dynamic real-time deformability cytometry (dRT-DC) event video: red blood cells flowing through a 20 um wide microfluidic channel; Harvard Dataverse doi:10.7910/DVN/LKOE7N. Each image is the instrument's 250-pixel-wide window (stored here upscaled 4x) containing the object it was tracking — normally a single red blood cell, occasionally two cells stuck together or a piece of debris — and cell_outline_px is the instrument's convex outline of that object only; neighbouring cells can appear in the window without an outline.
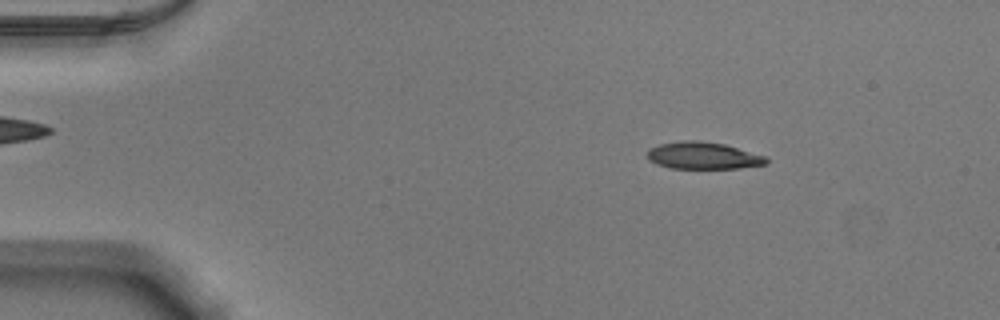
{"species": "Egyptian fruit bat (a non-hibernating species)", "species_latin": "Rousettus aegyptiacus", "temperature_condition": "warm", "stored_images_in_passage": 52, "camera_frame_rate_fps": 3000, "um_per_image_px": 0.085, "animal": {"sex": "male"}, "frame": {"image": 1, "passage_image": 8, "time_ms": 2.333, "image_size_px": [1000, 320], "cell_outline_px": [[768, 164], [740, 168], [672, 168], [656, 164], [648, 160], [648, 148], [660, 144], [684, 140], [700, 140], [724, 144], [764, 156], [768, 160]], "centroid_in_image_um": [59.74, 13.22], "position_along_channel_um": 25.3, "area_um2": 18.67}}
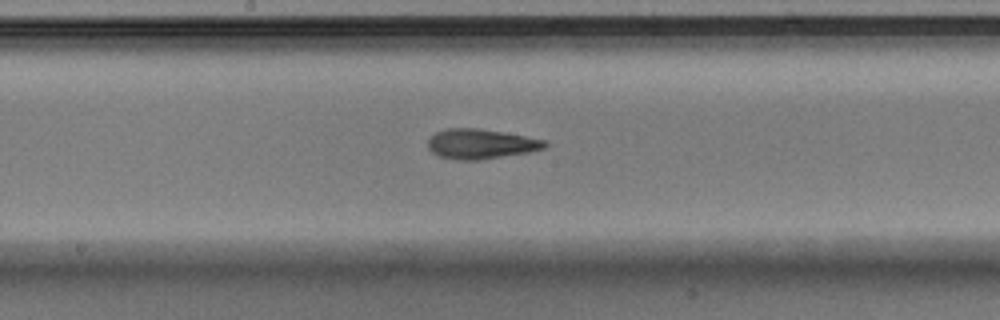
{"frame": {"image": 2, "passage_image": 28, "time_ms": 9.0, "image_size_px": [1000, 320], "cell_outline_px": [[548, 144], [544, 148], [528, 152], [480, 160], [460, 160], [440, 156], [432, 152], [428, 148], [428, 140], [436, 132], [444, 128], [476, 128], [524, 136], [544, 140]], "centroid_in_image_um": [40.83, 12.23], "position_along_channel_um": 207.4, "area_um2": 20.06}}
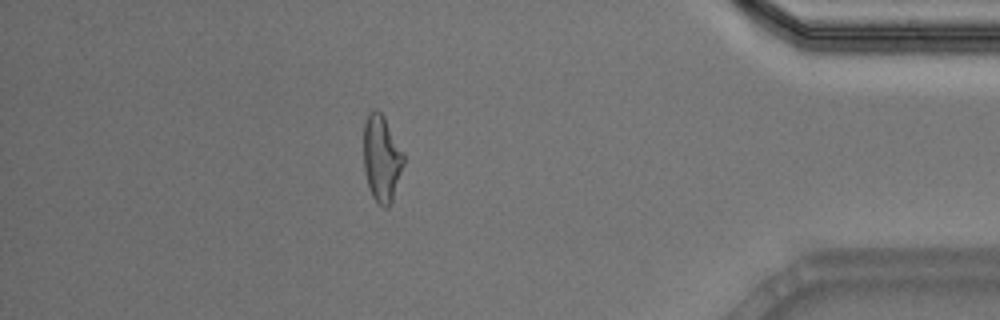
{"frame": {"image": 3, "passage_image": 46, "time_ms": 15.0, "image_size_px": [1000, 320], "cell_outline_px": [[404, 164], [392, 200], [388, 208], [384, 208], [372, 196], [368, 184], [364, 168], [364, 124], [368, 116], [376, 108], [384, 116], [404, 152]], "centroid_in_image_um": [32.46, 13.46], "position_along_channel_um": 402.7, "area_um2": 20.0}, "authors_computed_cell_mechanics": {"area_um2": 19.9988, "velocity_mm_per_s": 3.8788, "shape_relaxation_time_tau1_ms": 5.2702, "shape_relaxation_time_tau2_ms": 2.1697, "deformation_change_tau1": 0.2006, "deformation_change_tau2": 0.1188}}